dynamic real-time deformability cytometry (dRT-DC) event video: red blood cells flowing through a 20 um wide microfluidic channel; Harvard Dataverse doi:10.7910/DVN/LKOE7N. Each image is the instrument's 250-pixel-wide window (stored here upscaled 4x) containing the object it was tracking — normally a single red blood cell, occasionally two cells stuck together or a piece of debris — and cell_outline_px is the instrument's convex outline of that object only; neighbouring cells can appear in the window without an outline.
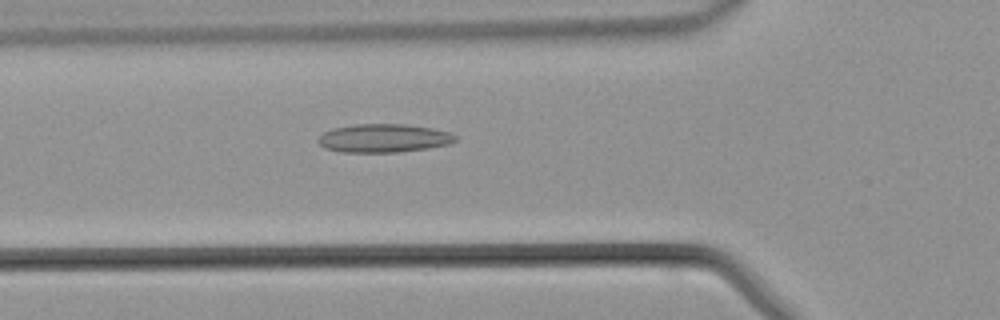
{"species": "common noctule bat (a hibernating species)", "species_latin": "Nyctalus noctula", "temperature_condition": "warm", "stored_images_in_passage": 44, "camera_frame_rate_fps": 3000, "um_per_image_px": 0.085, "animal": {"sex": "male", "body_mass_g": 21.5, "forearm_length_mm": 52.0}, "frame": {"image": 1, "passage_image": 15, "time_ms": 4.667, "image_size_px": [1000, 320], "cell_outline_px": [[456, 140], [448, 144], [428, 148], [400, 152], [340, 152], [324, 148], [316, 140], [324, 132], [332, 128], [352, 124], [404, 124], [432, 128], [448, 132], [456, 136]], "centroid_in_image_um": [32.57, 11.74], "position_along_channel_um": 93.2, "area_um2": 22.77}}
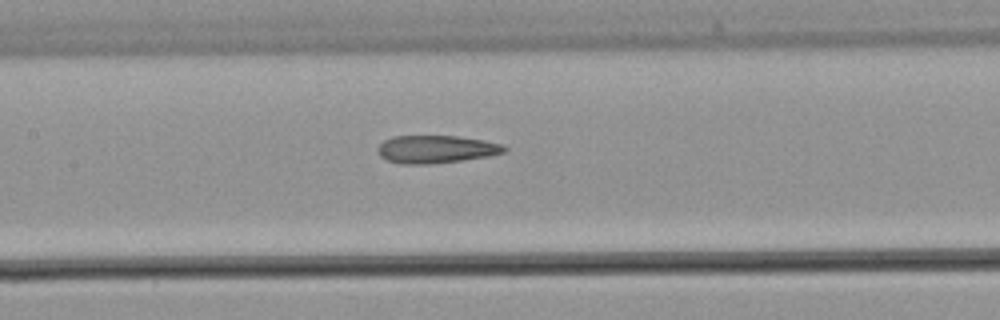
{"frame": {"image": 2, "passage_image": 20, "time_ms": 6.333, "image_size_px": [1000, 320], "cell_outline_px": [[508, 148], [504, 152], [488, 156], [460, 160], [428, 164], [400, 164], [388, 160], [380, 156], [376, 148], [384, 140], [392, 136], [456, 136], [484, 140], [504, 144]], "centroid_in_image_um": [37.05, 12.68], "position_along_channel_um": 170.3, "area_um2": 20.46}}
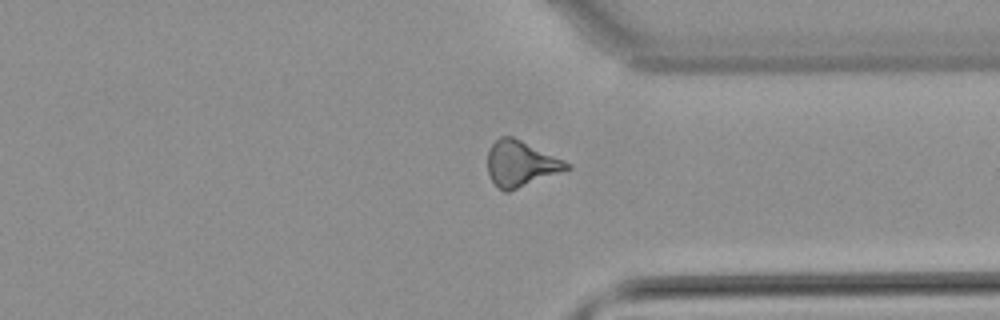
{"frame": {"image": 3, "passage_image": 33, "time_ms": 10.667, "image_size_px": [1000, 320], "cell_outline_px": [[572, 168], [508, 192], [504, 192], [492, 180], [488, 172], [488, 152], [492, 144], [500, 136], [512, 136], [564, 160], [572, 164]], "centroid_in_image_um": [44.28, 13.91], "position_along_channel_um": 367.1, "area_um2": 20.87}}